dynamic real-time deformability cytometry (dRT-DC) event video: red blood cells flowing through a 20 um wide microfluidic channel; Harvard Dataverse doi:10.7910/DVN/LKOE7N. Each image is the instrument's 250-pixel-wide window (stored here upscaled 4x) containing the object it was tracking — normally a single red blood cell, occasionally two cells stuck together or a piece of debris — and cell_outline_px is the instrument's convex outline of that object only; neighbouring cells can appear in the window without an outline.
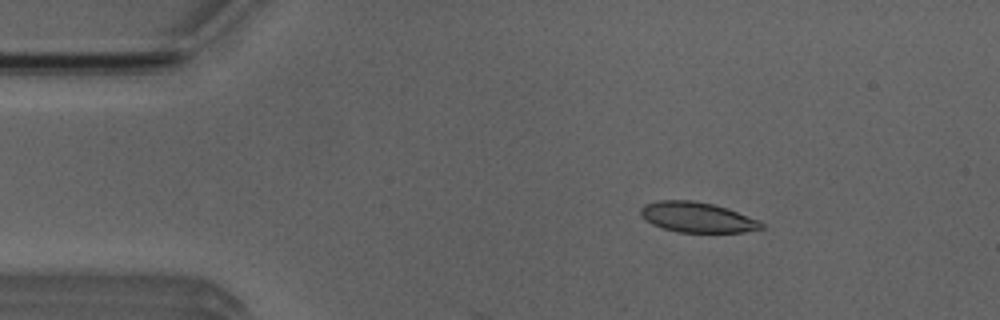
{"species": "Egyptian fruit bat (a non-hibernating species)", "species_latin": "Rousettus aegyptiacus", "temperature_condition": "room temperature", "stored_images_in_passage": 4, "camera_frame_rate_fps": 3000, "um_per_image_px": 0.085, "animal": {"sex": "male"}, "frame": {"image": 1, "passage_image": 2, "time_ms": 1.0, "image_size_px": [1000, 320], "cell_outline_px": [[764, 228], [744, 232], [676, 232], [652, 224], [644, 220], [640, 212], [640, 208], [644, 204], [660, 200], [692, 200], [712, 204], [728, 208], [760, 220], [764, 224]], "centroid_in_image_um": [59.27, 18.46], "position_along_channel_um": 25.7, "area_um2": 21.39}}
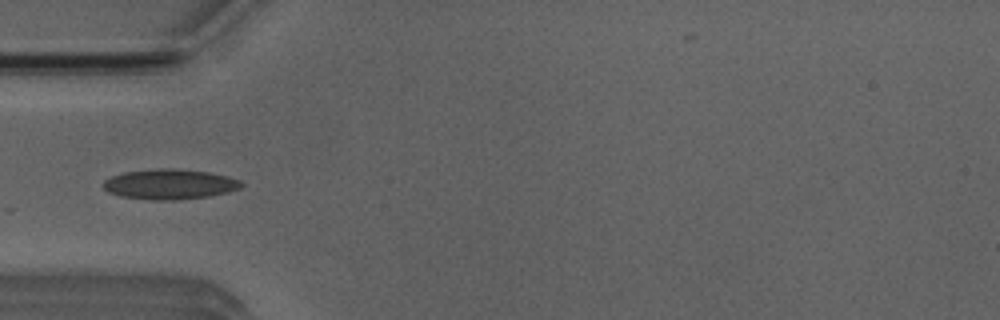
{"frame": {"image": 2, "passage_image": 4, "time_ms": 3.667, "image_size_px": [1000, 320], "cell_outline_px": [[244, 184], [240, 188], [228, 192], [208, 196], [176, 200], [152, 200], [120, 196], [108, 192], [100, 184], [104, 180], [112, 176], [124, 172], [156, 168], [172, 168], [208, 172], [228, 176], [240, 180]], "centroid_in_image_um": [14.4, 15.65], "position_along_channel_um": 70.6, "area_um2": 24.39}}